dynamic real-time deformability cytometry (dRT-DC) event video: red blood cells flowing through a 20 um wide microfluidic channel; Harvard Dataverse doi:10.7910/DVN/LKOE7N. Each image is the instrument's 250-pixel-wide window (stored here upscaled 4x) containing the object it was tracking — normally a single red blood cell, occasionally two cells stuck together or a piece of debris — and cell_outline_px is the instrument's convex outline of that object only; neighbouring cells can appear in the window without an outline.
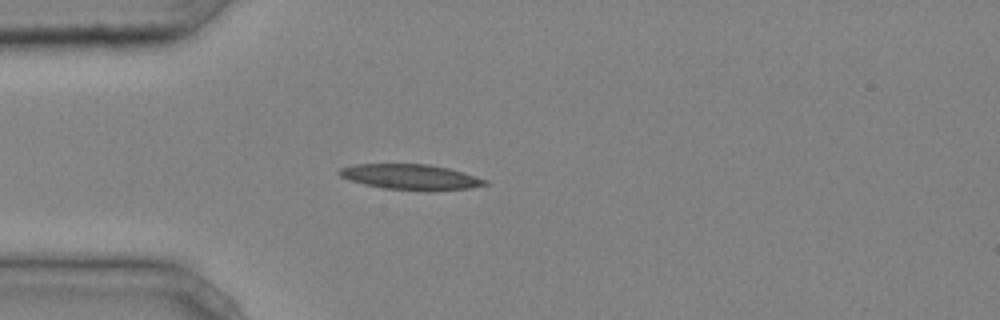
{"species": "common noctule bat (a hibernating species)", "species_latin": "Nyctalus noctula", "temperature_condition": "cold", "stored_images_in_passage": 39, "camera_frame_rate_fps": 3000, "um_per_image_px": 0.085, "animal": {"sex": "male", "body_mass_g": 20.4}, "frame": {"image": 1, "passage_image": 7, "time_ms": 2.0, "image_size_px": [1000, 320], "cell_outline_px": [[488, 184], [468, 188], [384, 188], [364, 184], [348, 180], [340, 176], [336, 172], [340, 168], [356, 164], [428, 164], [448, 168], [488, 180]], "centroid_in_image_um": [34.8, 14.99], "position_along_channel_um": 50.2, "area_um2": 20.52}}
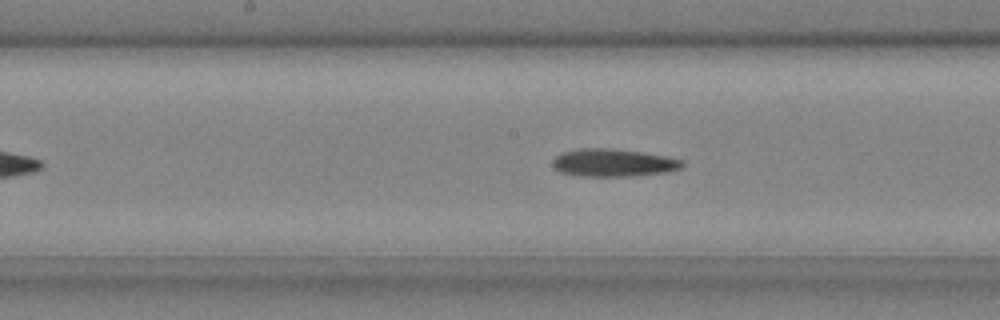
{"frame": {"image": 2, "passage_image": 18, "time_ms": 5.667, "image_size_px": [1000, 320], "cell_outline_px": [[684, 164], [680, 168], [668, 172], [632, 176], [576, 176], [560, 172], [552, 164], [552, 160], [556, 156], [564, 152], [580, 148], [612, 148], [668, 156], [684, 160]], "centroid_in_image_um": [52.15, 13.83], "position_along_channel_um": 196.1, "area_um2": 21.04}}
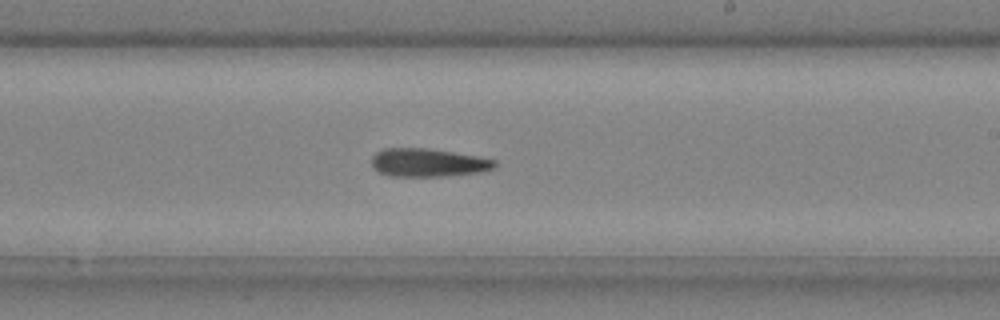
{"frame": {"image": 3, "passage_image": 22, "time_ms": 7.0, "image_size_px": [1000, 320], "cell_outline_px": [[496, 168], [480, 172], [448, 176], [392, 176], [380, 172], [372, 168], [372, 156], [376, 152], [384, 148], [428, 148], [476, 156], [496, 160]], "centroid_in_image_um": [36.38, 13.82], "position_along_channel_um": 252.6, "area_um2": 20.29}, "authors_computed_cell_mechanics": {"area_um2": 20.519, "velocity_mm_per_s": 4.2544, "shape_relaxation_time_tau1_ms": 6.0697, "shape_relaxation_time_tau2_ms": 7.7685, "deformation_change_tau1": 0.1479, "deformation_change_tau2": 0.2299}}